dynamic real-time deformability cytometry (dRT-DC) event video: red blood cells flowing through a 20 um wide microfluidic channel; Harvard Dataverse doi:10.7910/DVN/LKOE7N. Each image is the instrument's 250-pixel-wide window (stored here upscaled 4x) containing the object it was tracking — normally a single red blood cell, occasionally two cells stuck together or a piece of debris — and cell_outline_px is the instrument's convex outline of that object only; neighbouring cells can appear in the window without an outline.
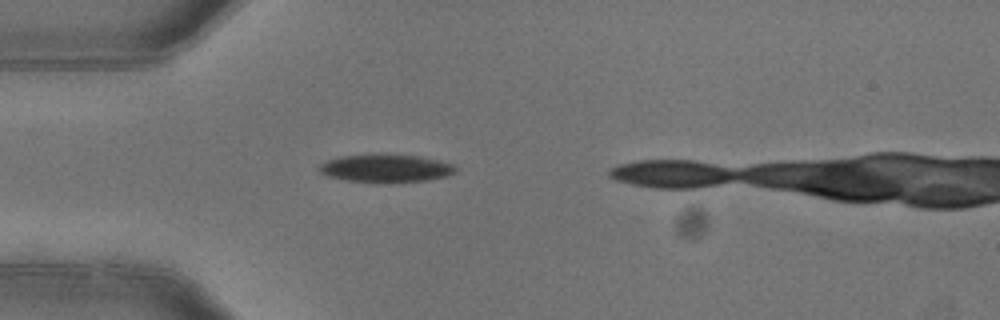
{"species": "common noctule bat (a hibernating species)", "species_latin": "Nyctalus noctula", "temperature_condition": "warm", "stored_images_in_passage": 4, "segment_of_instrument_passage": [1, 2], "camera_frame_rate_fps": 3000, "um_per_image_px": 0.085, "animal": {"sex": "female"}, "frame": {"image": 1, "passage_image": 3, "time_ms": 0.667, "image_size_px": [1000, 320], "cell_outline_px": [[456, 172], [448, 176], [428, 180], [396, 184], [380, 184], [348, 180], [328, 176], [320, 172], [316, 168], [320, 164], [328, 160], [340, 156], [384, 152], [420, 156], [452, 164], [456, 168]], "centroid_in_image_um": [32.79, 14.3], "position_along_channel_um": 52.2, "area_um2": 23.24}}